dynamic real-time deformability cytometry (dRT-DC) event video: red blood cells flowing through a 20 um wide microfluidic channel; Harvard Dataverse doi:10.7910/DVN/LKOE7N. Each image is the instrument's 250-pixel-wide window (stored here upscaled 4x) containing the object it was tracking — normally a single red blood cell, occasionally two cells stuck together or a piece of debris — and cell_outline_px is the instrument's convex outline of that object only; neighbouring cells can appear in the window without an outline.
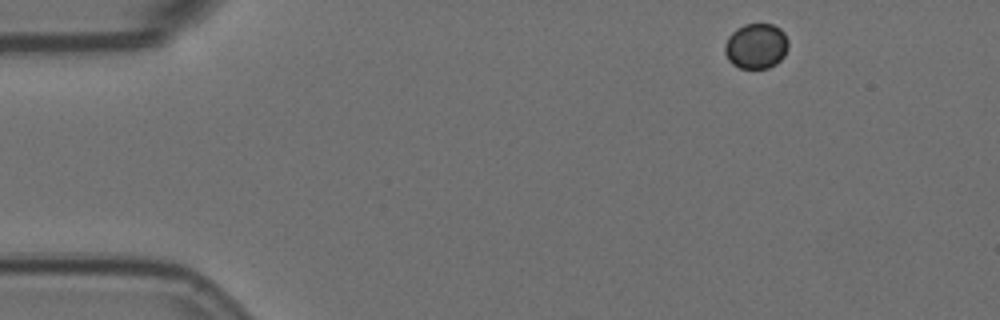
{"species": "Egyptian fruit bat (a non-hibernating species)", "species_latin": "Rousettus aegyptiacus", "temperature_condition": "room temperature", "stored_images_in_passage": 3, "camera_frame_rate_fps": 3000, "um_per_image_px": 0.085, "animal": {"sex": "female"}, "frame": {"image": 1, "passage_image": 1, "time_ms": 0.0, "image_size_px": [1000, 320], "cell_outline_px": [[788, 48], [784, 56], [776, 64], [768, 68], [740, 68], [732, 64], [728, 60], [724, 52], [724, 44], [728, 36], [736, 28], [744, 24], [772, 24], [780, 28], [784, 32], [788, 40]], "centroid_in_image_um": [64.26, 3.91], "position_along_channel_um": 20.7, "area_um2": 16.99}}